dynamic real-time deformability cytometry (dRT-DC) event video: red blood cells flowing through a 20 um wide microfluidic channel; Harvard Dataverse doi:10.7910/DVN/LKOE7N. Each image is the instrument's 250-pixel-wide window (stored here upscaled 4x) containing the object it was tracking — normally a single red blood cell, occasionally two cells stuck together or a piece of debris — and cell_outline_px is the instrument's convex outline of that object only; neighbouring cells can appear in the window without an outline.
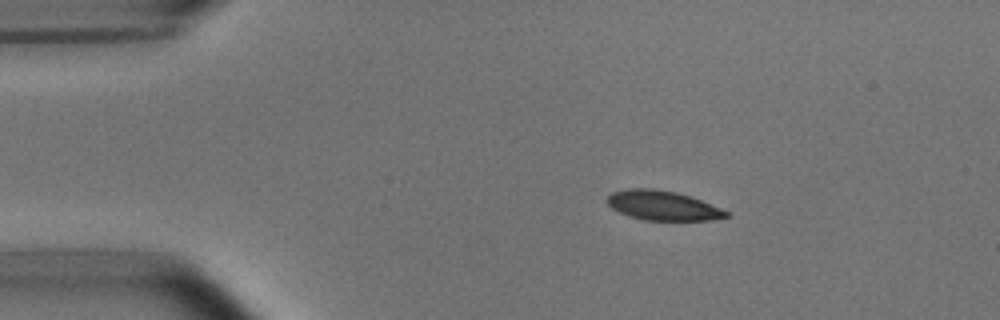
{"species": "common noctule bat (a hibernating species)", "species_latin": "Nyctalus noctula", "temperature_condition": "room temperature", "stored_images_in_passage": 6, "camera_frame_rate_fps": 3000, "um_per_image_px": 0.085, "animal": {"sex": "male", "body_mass_g": 15.6}, "frame": {"image": 1, "passage_image": 1, "time_ms": 0.0, "image_size_px": [1000, 320], "cell_outline_px": [[732, 216], [712, 220], [644, 220], [628, 216], [612, 208], [604, 200], [612, 192], [628, 188], [656, 188], [676, 192], [700, 200], [720, 208], [728, 212]], "centroid_in_image_um": [56.3, 17.47], "position_along_channel_um": 28.7, "area_um2": 20.52}}
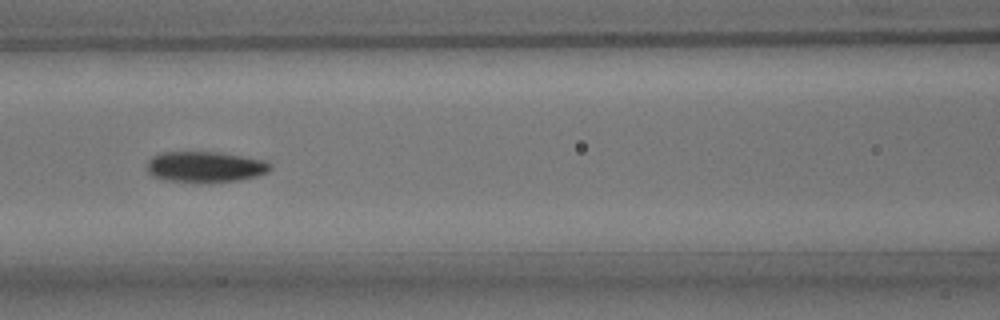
{"frame": {"image": 2, "passage_image": 5, "time_ms": 4.667, "image_size_px": [1000, 320], "cell_outline_px": [[272, 168], [268, 172], [256, 176], [240, 180], [212, 184], [200, 184], [164, 180], [152, 176], [148, 172], [148, 160], [152, 156], [160, 152], [220, 152], [264, 160], [272, 164]], "centroid_in_image_um": [17.44, 14.21], "position_along_channel_um": 149.2, "area_um2": 22.83}}
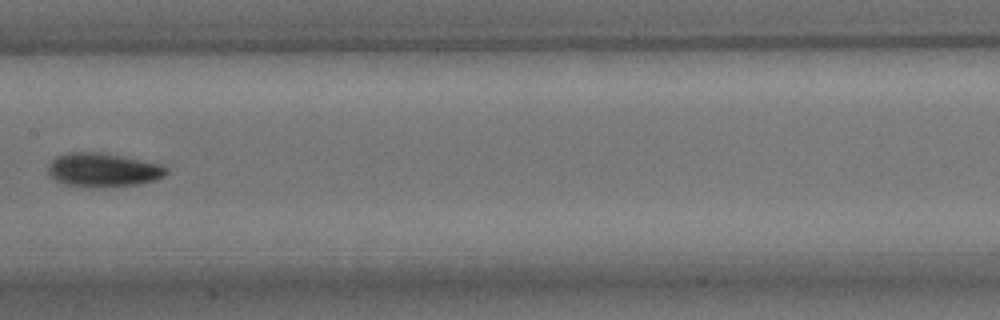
{"frame": {"image": 3, "passage_image": 6, "time_ms": 6.0, "image_size_px": [1000, 320], "cell_outline_px": [[168, 172], [164, 176], [156, 180], [136, 184], [104, 188], [88, 188], [64, 184], [56, 180], [48, 172], [48, 164], [56, 156], [68, 152], [100, 152], [160, 164], [168, 168]], "centroid_in_image_um": [8.74, 14.46], "position_along_channel_um": 198.7, "area_um2": 23.47}}